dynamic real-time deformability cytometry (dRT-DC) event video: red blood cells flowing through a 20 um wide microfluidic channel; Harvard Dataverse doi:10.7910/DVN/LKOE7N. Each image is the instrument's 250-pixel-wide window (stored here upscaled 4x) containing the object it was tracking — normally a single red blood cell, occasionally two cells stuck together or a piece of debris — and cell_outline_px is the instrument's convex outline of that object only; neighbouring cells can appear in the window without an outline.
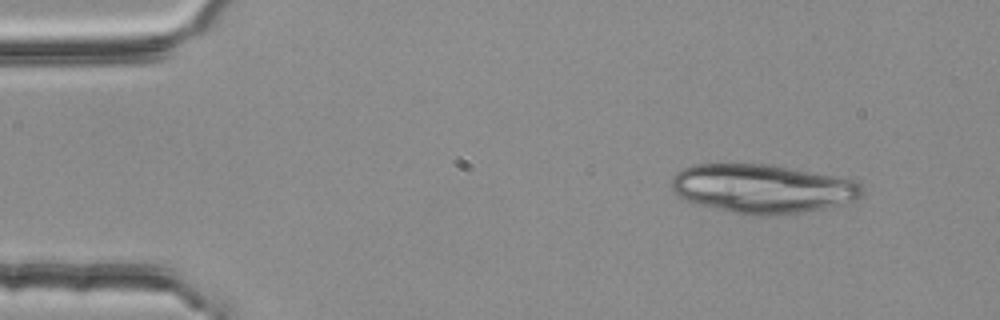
{"species": "common noctule bat (a hibernating species)", "species_latin": "Nyctalus noctula", "temperature_condition": "room temperature", "stored_images_in_passage": 2, "camera_frame_rate_fps": 3000, "um_per_image_px": 0.085, "animal": {"sex": "female", "body_mass_g": 25.1}, "frame": {"image": 1, "passage_image": 2, "time_ms": 0.333, "image_size_px": [1000, 320], "cell_outline_px": [[864, 192], [860, 196], [852, 200], [840, 204], [824, 208], [804, 212], [772, 216], [756, 216], [736, 212], [700, 204], [676, 196], [672, 192], [672, 176], [676, 172], [692, 164], [772, 164], [856, 180], [864, 188]], "centroid_in_image_um": [64.81, 16.02], "position_along_channel_um": 20.2, "area_um2": 54.22}}